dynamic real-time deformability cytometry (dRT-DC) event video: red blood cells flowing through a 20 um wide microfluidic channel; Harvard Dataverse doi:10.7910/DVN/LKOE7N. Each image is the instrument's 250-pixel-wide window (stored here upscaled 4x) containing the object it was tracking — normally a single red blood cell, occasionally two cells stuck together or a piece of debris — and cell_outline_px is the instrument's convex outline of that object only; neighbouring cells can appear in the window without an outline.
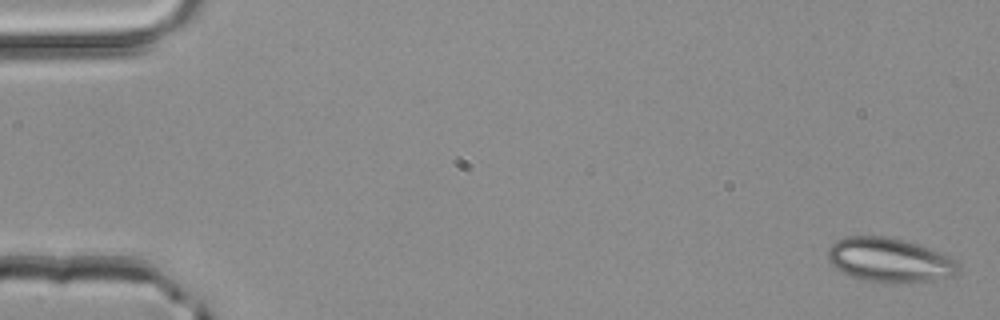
{"species": "common noctule bat (a hibernating species)", "species_latin": "Nyctalus noctula", "temperature_condition": "room temperature", "stored_images_in_passage": 50, "camera_frame_rate_fps": 3000, "um_per_image_px": 0.085, "animal": {"sex": "male", "body_mass_g": 20.4}, "frame": {"image": 1, "passage_image": 1, "time_ms": 0.0, "image_size_px": [1000, 320], "cell_outline_px": [[960, 264], [956, 276], [908, 284], [888, 284], [860, 280], [840, 272], [828, 260], [828, 248], [836, 240], [848, 236], [884, 236], [904, 240], [940, 252], [956, 260]], "centroid_in_image_um": [75.61, 22.14], "position_along_channel_um": 9.4, "area_um2": 34.28}}
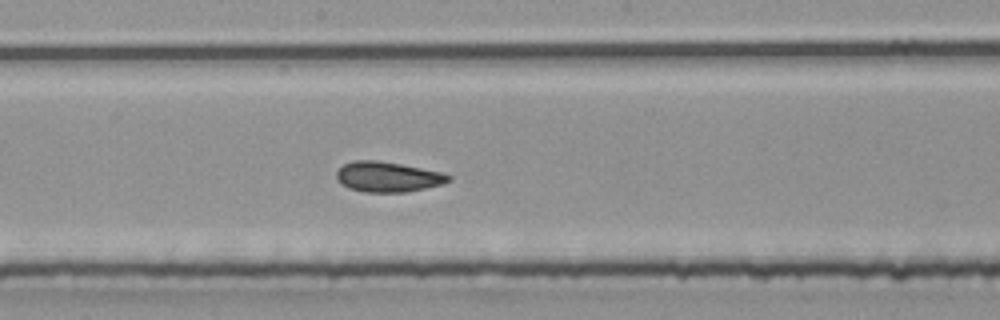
{"frame": {"image": 2, "passage_image": 27, "time_ms": 8.667, "image_size_px": [1000, 320], "cell_outline_px": [[452, 180], [444, 184], [404, 192], [364, 192], [348, 188], [340, 184], [336, 176], [336, 172], [344, 164], [352, 160], [376, 160], [400, 164], [440, 172], [452, 176]], "centroid_in_image_um": [32.94, 15.03], "position_along_channel_um": 215.3, "area_um2": 19.71}}
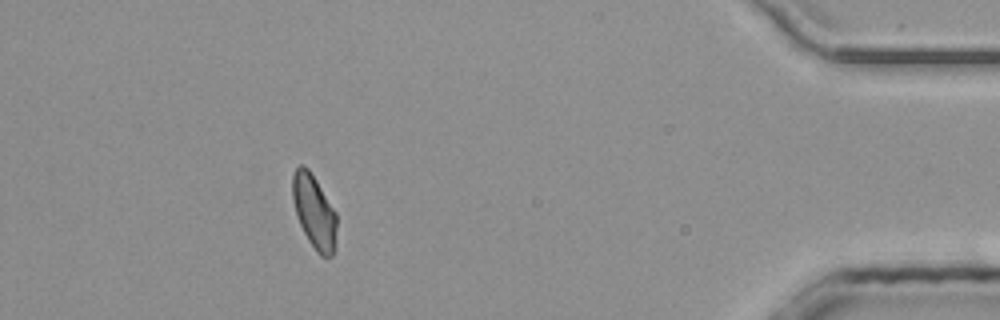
{"frame": {"image": 3, "passage_image": 45, "time_ms": 14.667, "image_size_px": [1000, 320], "cell_outline_px": [[336, 244], [332, 256], [320, 256], [316, 252], [308, 240], [300, 224], [296, 212], [292, 196], [292, 176], [296, 168], [300, 164], [304, 164], [308, 168], [316, 180], [336, 212]], "centroid_in_image_um": [26.71, 17.99], "position_along_channel_um": 408.5, "area_um2": 18.9}, "authors_computed_cell_mechanics": {"area_um2": 19.7676, "velocity_mm_per_s": 4.1725, "shape_relaxation_time_tau1_ms": 7.0312, "shape_relaxation_time_tau2_ms": 1.1138, "deformation_change_tau1": 0.1148, "deformation_change_tau2": 0.0721}}